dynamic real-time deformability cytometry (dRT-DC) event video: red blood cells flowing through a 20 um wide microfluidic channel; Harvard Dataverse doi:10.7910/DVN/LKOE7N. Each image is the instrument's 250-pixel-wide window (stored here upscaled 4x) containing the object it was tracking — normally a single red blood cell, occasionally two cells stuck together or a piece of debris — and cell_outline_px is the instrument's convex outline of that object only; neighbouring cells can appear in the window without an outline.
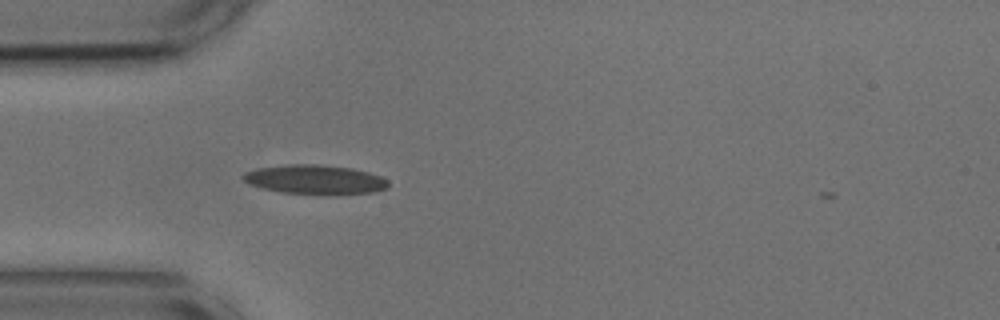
{"species": "common noctule bat (a hibernating species)", "species_latin": "Nyctalus noctula", "temperature_condition": "cold", "stored_images_in_passage": 37, "camera_frame_rate_fps": 3000, "um_per_image_px": 0.085, "animal": {"sex": "male", "body_mass_g": 17.9, "forearm_length_mm": 54.2}, "frame": {"image": 1, "passage_image": 1, "time_ms": 0.0, "image_size_px": [1000, 320], "cell_outline_px": [[388, 188], [376, 192], [280, 192], [264, 188], [252, 184], [244, 180], [240, 176], [244, 172], [256, 168], [284, 164], [316, 164], [352, 168], [368, 172], [380, 176], [388, 180]], "centroid_in_image_um": [26.74, 15.21], "position_along_channel_um": 58.3, "area_um2": 23.93}}
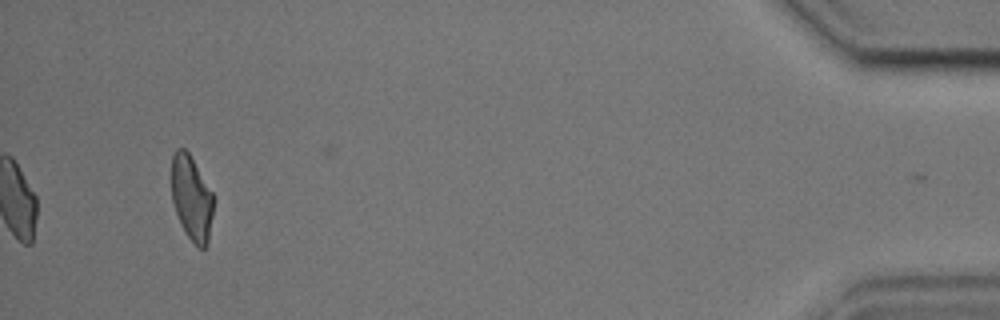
{"frame": {"image": 2, "passage_image": 37, "time_ms": 12.0, "image_size_px": [1000, 320], "cell_outline_px": [[212, 216], [208, 244], [204, 248], [200, 248], [184, 232], [176, 212], [172, 200], [172, 156], [176, 148], [184, 148], [188, 152], [212, 192]], "centroid_in_image_um": [16.27, 16.83], "position_along_channel_um": 418.9, "area_um2": 20.35}, "authors_computed_cell_mechanics": {"area_um2": 22.8888, "velocity_mm_per_s": 3.6579, "shape_relaxation_time_tau1_ms": 5.3831, "shape_relaxation_time_tau2_ms": 2.2934, "deformation_change_tau1": 0.1554, "deformation_change_tau2": 0.0962}}